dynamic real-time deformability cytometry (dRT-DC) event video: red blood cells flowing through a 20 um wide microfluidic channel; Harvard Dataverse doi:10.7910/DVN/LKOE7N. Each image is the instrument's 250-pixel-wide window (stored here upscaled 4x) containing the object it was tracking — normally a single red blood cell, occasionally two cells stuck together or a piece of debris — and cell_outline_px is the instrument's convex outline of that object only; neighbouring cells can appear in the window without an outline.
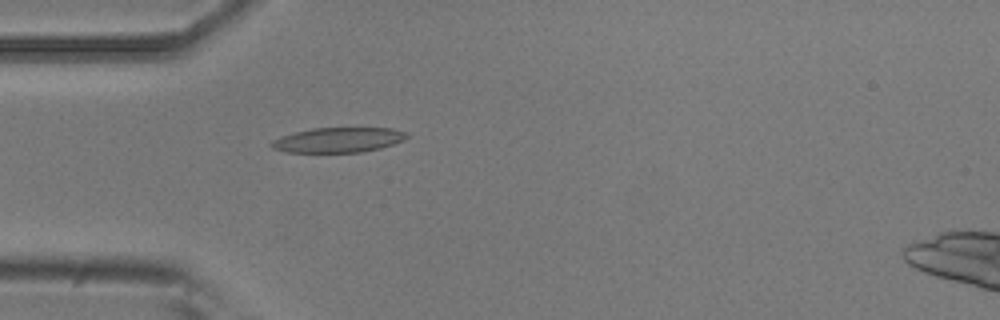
{"species": "common noctule bat (a hibernating species)", "species_latin": "Nyctalus noctula", "temperature_condition": "room temperature", "stored_images_in_passage": 2, "camera_frame_rate_fps": 3000, "um_per_image_px": 0.085, "animal": {"sex": "male", "body_mass_g": 20.5, "forearm_length_mm": 52.5}, "frame": {"image": 1, "passage_image": 2, "time_ms": 0.333, "image_size_px": [1000, 320], "cell_outline_px": [[408, 136], [404, 140], [380, 148], [360, 152], [288, 152], [272, 148], [268, 144], [272, 140], [280, 136], [312, 128], [392, 128], [404, 132]], "centroid_in_image_um": [28.71, 11.89], "position_along_channel_um": 56.3, "area_um2": 19.54}}